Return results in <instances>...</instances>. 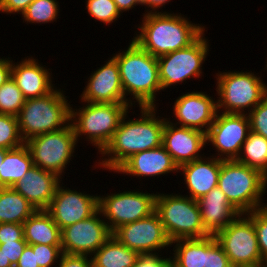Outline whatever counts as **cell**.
<instances>
[{
  "mask_svg": "<svg viewBox=\"0 0 267 267\" xmlns=\"http://www.w3.org/2000/svg\"><path fill=\"white\" fill-rule=\"evenodd\" d=\"M159 107H139L138 118L130 119L129 112L122 118L111 140L99 153L102 156L95 162V169L114 172L133 154L154 149L162 145V134L167 118L157 116ZM107 156V157H106ZM99 161V162H97Z\"/></svg>",
  "mask_w": 267,
  "mask_h": 267,
  "instance_id": "obj_1",
  "label": "cell"
},
{
  "mask_svg": "<svg viewBox=\"0 0 267 267\" xmlns=\"http://www.w3.org/2000/svg\"><path fill=\"white\" fill-rule=\"evenodd\" d=\"M135 31L134 40L142 49L155 58L185 48L192 44L203 32L205 25L196 24L181 14L174 12L148 13Z\"/></svg>",
  "mask_w": 267,
  "mask_h": 267,
  "instance_id": "obj_2",
  "label": "cell"
},
{
  "mask_svg": "<svg viewBox=\"0 0 267 267\" xmlns=\"http://www.w3.org/2000/svg\"><path fill=\"white\" fill-rule=\"evenodd\" d=\"M112 55L119 67L125 99L132 106L158 107L156 96L160 94L162 87L157 58L142 49L134 40H130L125 50Z\"/></svg>",
  "mask_w": 267,
  "mask_h": 267,
  "instance_id": "obj_3",
  "label": "cell"
},
{
  "mask_svg": "<svg viewBox=\"0 0 267 267\" xmlns=\"http://www.w3.org/2000/svg\"><path fill=\"white\" fill-rule=\"evenodd\" d=\"M218 187L240 214L267 205L263 200L267 192V176L236 160H221Z\"/></svg>",
  "mask_w": 267,
  "mask_h": 267,
  "instance_id": "obj_4",
  "label": "cell"
},
{
  "mask_svg": "<svg viewBox=\"0 0 267 267\" xmlns=\"http://www.w3.org/2000/svg\"><path fill=\"white\" fill-rule=\"evenodd\" d=\"M81 103L84 104L78 109L71 106L70 123L76 140L80 142L79 139L86 138L100 153L118 129L122 118L134 106L130 103Z\"/></svg>",
  "mask_w": 267,
  "mask_h": 267,
  "instance_id": "obj_5",
  "label": "cell"
},
{
  "mask_svg": "<svg viewBox=\"0 0 267 267\" xmlns=\"http://www.w3.org/2000/svg\"><path fill=\"white\" fill-rule=\"evenodd\" d=\"M57 88L43 97L25 100L17 115L24 142L40 134L61 130L70 124L71 102L67 100L64 89Z\"/></svg>",
  "mask_w": 267,
  "mask_h": 267,
  "instance_id": "obj_6",
  "label": "cell"
},
{
  "mask_svg": "<svg viewBox=\"0 0 267 267\" xmlns=\"http://www.w3.org/2000/svg\"><path fill=\"white\" fill-rule=\"evenodd\" d=\"M225 71L214 75L217 80V111L248 114L267 95V84L262 75L251 70Z\"/></svg>",
  "mask_w": 267,
  "mask_h": 267,
  "instance_id": "obj_7",
  "label": "cell"
},
{
  "mask_svg": "<svg viewBox=\"0 0 267 267\" xmlns=\"http://www.w3.org/2000/svg\"><path fill=\"white\" fill-rule=\"evenodd\" d=\"M155 211L160 216L165 233L171 242L210 235L204 229L197 200L185 194L157 192Z\"/></svg>",
  "mask_w": 267,
  "mask_h": 267,
  "instance_id": "obj_8",
  "label": "cell"
},
{
  "mask_svg": "<svg viewBox=\"0 0 267 267\" xmlns=\"http://www.w3.org/2000/svg\"><path fill=\"white\" fill-rule=\"evenodd\" d=\"M77 140L72 124L61 130L34 136L25 142L34 166L55 173L60 178L74 155Z\"/></svg>",
  "mask_w": 267,
  "mask_h": 267,
  "instance_id": "obj_9",
  "label": "cell"
},
{
  "mask_svg": "<svg viewBox=\"0 0 267 267\" xmlns=\"http://www.w3.org/2000/svg\"><path fill=\"white\" fill-rule=\"evenodd\" d=\"M209 41L203 32L189 46L157 58L162 91L172 85L186 84L189 78L203 77L202 66L209 55Z\"/></svg>",
  "mask_w": 267,
  "mask_h": 267,
  "instance_id": "obj_10",
  "label": "cell"
},
{
  "mask_svg": "<svg viewBox=\"0 0 267 267\" xmlns=\"http://www.w3.org/2000/svg\"><path fill=\"white\" fill-rule=\"evenodd\" d=\"M136 190L98 195V210L111 233L120 226L145 218L155 211L157 192L148 193V191Z\"/></svg>",
  "mask_w": 267,
  "mask_h": 267,
  "instance_id": "obj_11",
  "label": "cell"
},
{
  "mask_svg": "<svg viewBox=\"0 0 267 267\" xmlns=\"http://www.w3.org/2000/svg\"><path fill=\"white\" fill-rule=\"evenodd\" d=\"M233 267H253L263 264L253 221L238 215L215 235Z\"/></svg>",
  "mask_w": 267,
  "mask_h": 267,
  "instance_id": "obj_12",
  "label": "cell"
},
{
  "mask_svg": "<svg viewBox=\"0 0 267 267\" xmlns=\"http://www.w3.org/2000/svg\"><path fill=\"white\" fill-rule=\"evenodd\" d=\"M250 131L247 114L217 112L206 133V144L216 150L212 156L221 160H236ZM215 148V149H214Z\"/></svg>",
  "mask_w": 267,
  "mask_h": 267,
  "instance_id": "obj_13",
  "label": "cell"
},
{
  "mask_svg": "<svg viewBox=\"0 0 267 267\" xmlns=\"http://www.w3.org/2000/svg\"><path fill=\"white\" fill-rule=\"evenodd\" d=\"M97 210L92 216L61 230L62 253L92 256L112 235Z\"/></svg>",
  "mask_w": 267,
  "mask_h": 267,
  "instance_id": "obj_14",
  "label": "cell"
},
{
  "mask_svg": "<svg viewBox=\"0 0 267 267\" xmlns=\"http://www.w3.org/2000/svg\"><path fill=\"white\" fill-rule=\"evenodd\" d=\"M112 235L129 249L139 253L162 252L171 247L160 216L156 211L149 216L117 228Z\"/></svg>",
  "mask_w": 267,
  "mask_h": 267,
  "instance_id": "obj_15",
  "label": "cell"
},
{
  "mask_svg": "<svg viewBox=\"0 0 267 267\" xmlns=\"http://www.w3.org/2000/svg\"><path fill=\"white\" fill-rule=\"evenodd\" d=\"M60 183L47 211L53 221L63 228L87 219L98 210V194H88Z\"/></svg>",
  "mask_w": 267,
  "mask_h": 267,
  "instance_id": "obj_16",
  "label": "cell"
},
{
  "mask_svg": "<svg viewBox=\"0 0 267 267\" xmlns=\"http://www.w3.org/2000/svg\"><path fill=\"white\" fill-rule=\"evenodd\" d=\"M171 117L173 124L193 128L207 133L217 114V100L203 91L183 93L174 101ZM175 118V119H174ZM175 120V122H174Z\"/></svg>",
  "mask_w": 267,
  "mask_h": 267,
  "instance_id": "obj_17",
  "label": "cell"
},
{
  "mask_svg": "<svg viewBox=\"0 0 267 267\" xmlns=\"http://www.w3.org/2000/svg\"><path fill=\"white\" fill-rule=\"evenodd\" d=\"M87 80L79 96L81 102L129 103L125 99L117 61L113 57L108 58L105 64L92 71Z\"/></svg>",
  "mask_w": 267,
  "mask_h": 267,
  "instance_id": "obj_18",
  "label": "cell"
},
{
  "mask_svg": "<svg viewBox=\"0 0 267 267\" xmlns=\"http://www.w3.org/2000/svg\"><path fill=\"white\" fill-rule=\"evenodd\" d=\"M206 145V133L197 129L178 126L166 119L162 134V146L171 155L178 167L202 158L205 153L202 154L201 151Z\"/></svg>",
  "mask_w": 267,
  "mask_h": 267,
  "instance_id": "obj_19",
  "label": "cell"
},
{
  "mask_svg": "<svg viewBox=\"0 0 267 267\" xmlns=\"http://www.w3.org/2000/svg\"><path fill=\"white\" fill-rule=\"evenodd\" d=\"M30 56L17 63L12 60L11 77L25 99L43 97L56 88L51 69Z\"/></svg>",
  "mask_w": 267,
  "mask_h": 267,
  "instance_id": "obj_20",
  "label": "cell"
},
{
  "mask_svg": "<svg viewBox=\"0 0 267 267\" xmlns=\"http://www.w3.org/2000/svg\"><path fill=\"white\" fill-rule=\"evenodd\" d=\"M55 173L33 166L12 188L36 210H47L58 185L62 182Z\"/></svg>",
  "mask_w": 267,
  "mask_h": 267,
  "instance_id": "obj_21",
  "label": "cell"
},
{
  "mask_svg": "<svg viewBox=\"0 0 267 267\" xmlns=\"http://www.w3.org/2000/svg\"><path fill=\"white\" fill-rule=\"evenodd\" d=\"M116 173L136 176L154 178L161 177L170 173L178 174V166L172 160L171 155L161 145L160 147L145 150L133 154L127 159L116 171Z\"/></svg>",
  "mask_w": 267,
  "mask_h": 267,
  "instance_id": "obj_22",
  "label": "cell"
},
{
  "mask_svg": "<svg viewBox=\"0 0 267 267\" xmlns=\"http://www.w3.org/2000/svg\"><path fill=\"white\" fill-rule=\"evenodd\" d=\"M221 168V159L214 156L205 155L192 162L178 167V173L184 177L186 195L194 200H198L218 186V176Z\"/></svg>",
  "mask_w": 267,
  "mask_h": 267,
  "instance_id": "obj_23",
  "label": "cell"
},
{
  "mask_svg": "<svg viewBox=\"0 0 267 267\" xmlns=\"http://www.w3.org/2000/svg\"><path fill=\"white\" fill-rule=\"evenodd\" d=\"M197 203L204 229L210 235H216L240 215L218 186L198 199Z\"/></svg>",
  "mask_w": 267,
  "mask_h": 267,
  "instance_id": "obj_24",
  "label": "cell"
},
{
  "mask_svg": "<svg viewBox=\"0 0 267 267\" xmlns=\"http://www.w3.org/2000/svg\"><path fill=\"white\" fill-rule=\"evenodd\" d=\"M27 245H61V229L47 210H36L24 223Z\"/></svg>",
  "mask_w": 267,
  "mask_h": 267,
  "instance_id": "obj_25",
  "label": "cell"
},
{
  "mask_svg": "<svg viewBox=\"0 0 267 267\" xmlns=\"http://www.w3.org/2000/svg\"><path fill=\"white\" fill-rule=\"evenodd\" d=\"M140 253L121 244L113 235L91 256L92 267H132Z\"/></svg>",
  "mask_w": 267,
  "mask_h": 267,
  "instance_id": "obj_26",
  "label": "cell"
},
{
  "mask_svg": "<svg viewBox=\"0 0 267 267\" xmlns=\"http://www.w3.org/2000/svg\"><path fill=\"white\" fill-rule=\"evenodd\" d=\"M33 166L31 153L25 144L9 150L0 168V188L13 187Z\"/></svg>",
  "mask_w": 267,
  "mask_h": 267,
  "instance_id": "obj_27",
  "label": "cell"
},
{
  "mask_svg": "<svg viewBox=\"0 0 267 267\" xmlns=\"http://www.w3.org/2000/svg\"><path fill=\"white\" fill-rule=\"evenodd\" d=\"M172 263L176 267H206V237L171 242Z\"/></svg>",
  "mask_w": 267,
  "mask_h": 267,
  "instance_id": "obj_28",
  "label": "cell"
},
{
  "mask_svg": "<svg viewBox=\"0 0 267 267\" xmlns=\"http://www.w3.org/2000/svg\"><path fill=\"white\" fill-rule=\"evenodd\" d=\"M35 211L12 187L0 188V223L23 224Z\"/></svg>",
  "mask_w": 267,
  "mask_h": 267,
  "instance_id": "obj_29",
  "label": "cell"
},
{
  "mask_svg": "<svg viewBox=\"0 0 267 267\" xmlns=\"http://www.w3.org/2000/svg\"><path fill=\"white\" fill-rule=\"evenodd\" d=\"M236 161L267 176V139L250 130Z\"/></svg>",
  "mask_w": 267,
  "mask_h": 267,
  "instance_id": "obj_30",
  "label": "cell"
},
{
  "mask_svg": "<svg viewBox=\"0 0 267 267\" xmlns=\"http://www.w3.org/2000/svg\"><path fill=\"white\" fill-rule=\"evenodd\" d=\"M60 5L57 0H34L22 13L23 23L47 24L55 22L59 17Z\"/></svg>",
  "mask_w": 267,
  "mask_h": 267,
  "instance_id": "obj_31",
  "label": "cell"
},
{
  "mask_svg": "<svg viewBox=\"0 0 267 267\" xmlns=\"http://www.w3.org/2000/svg\"><path fill=\"white\" fill-rule=\"evenodd\" d=\"M25 100L12 77L0 86V113L17 117Z\"/></svg>",
  "mask_w": 267,
  "mask_h": 267,
  "instance_id": "obj_32",
  "label": "cell"
},
{
  "mask_svg": "<svg viewBox=\"0 0 267 267\" xmlns=\"http://www.w3.org/2000/svg\"><path fill=\"white\" fill-rule=\"evenodd\" d=\"M24 144L17 117L0 113V148L12 150Z\"/></svg>",
  "mask_w": 267,
  "mask_h": 267,
  "instance_id": "obj_33",
  "label": "cell"
},
{
  "mask_svg": "<svg viewBox=\"0 0 267 267\" xmlns=\"http://www.w3.org/2000/svg\"><path fill=\"white\" fill-rule=\"evenodd\" d=\"M86 10L90 18L105 24L111 25L117 21L121 13L113 0H85Z\"/></svg>",
  "mask_w": 267,
  "mask_h": 267,
  "instance_id": "obj_34",
  "label": "cell"
},
{
  "mask_svg": "<svg viewBox=\"0 0 267 267\" xmlns=\"http://www.w3.org/2000/svg\"><path fill=\"white\" fill-rule=\"evenodd\" d=\"M246 215L253 221L263 264H267V205Z\"/></svg>",
  "mask_w": 267,
  "mask_h": 267,
  "instance_id": "obj_35",
  "label": "cell"
},
{
  "mask_svg": "<svg viewBox=\"0 0 267 267\" xmlns=\"http://www.w3.org/2000/svg\"><path fill=\"white\" fill-rule=\"evenodd\" d=\"M206 267H233L215 235L206 237Z\"/></svg>",
  "mask_w": 267,
  "mask_h": 267,
  "instance_id": "obj_36",
  "label": "cell"
},
{
  "mask_svg": "<svg viewBox=\"0 0 267 267\" xmlns=\"http://www.w3.org/2000/svg\"><path fill=\"white\" fill-rule=\"evenodd\" d=\"M26 245L25 240L0 243V267H14Z\"/></svg>",
  "mask_w": 267,
  "mask_h": 267,
  "instance_id": "obj_37",
  "label": "cell"
},
{
  "mask_svg": "<svg viewBox=\"0 0 267 267\" xmlns=\"http://www.w3.org/2000/svg\"><path fill=\"white\" fill-rule=\"evenodd\" d=\"M36 251V264L39 267H54L59 263L62 254L61 245H30Z\"/></svg>",
  "mask_w": 267,
  "mask_h": 267,
  "instance_id": "obj_38",
  "label": "cell"
},
{
  "mask_svg": "<svg viewBox=\"0 0 267 267\" xmlns=\"http://www.w3.org/2000/svg\"><path fill=\"white\" fill-rule=\"evenodd\" d=\"M247 115L250 130L267 139V95Z\"/></svg>",
  "mask_w": 267,
  "mask_h": 267,
  "instance_id": "obj_39",
  "label": "cell"
},
{
  "mask_svg": "<svg viewBox=\"0 0 267 267\" xmlns=\"http://www.w3.org/2000/svg\"><path fill=\"white\" fill-rule=\"evenodd\" d=\"M162 255V252L140 253L132 267H171L172 257Z\"/></svg>",
  "mask_w": 267,
  "mask_h": 267,
  "instance_id": "obj_40",
  "label": "cell"
},
{
  "mask_svg": "<svg viewBox=\"0 0 267 267\" xmlns=\"http://www.w3.org/2000/svg\"><path fill=\"white\" fill-rule=\"evenodd\" d=\"M25 240L23 224L0 223V243Z\"/></svg>",
  "mask_w": 267,
  "mask_h": 267,
  "instance_id": "obj_41",
  "label": "cell"
},
{
  "mask_svg": "<svg viewBox=\"0 0 267 267\" xmlns=\"http://www.w3.org/2000/svg\"><path fill=\"white\" fill-rule=\"evenodd\" d=\"M55 267H92V258L86 255L62 253Z\"/></svg>",
  "mask_w": 267,
  "mask_h": 267,
  "instance_id": "obj_42",
  "label": "cell"
},
{
  "mask_svg": "<svg viewBox=\"0 0 267 267\" xmlns=\"http://www.w3.org/2000/svg\"><path fill=\"white\" fill-rule=\"evenodd\" d=\"M34 0H0V13L22 14Z\"/></svg>",
  "mask_w": 267,
  "mask_h": 267,
  "instance_id": "obj_43",
  "label": "cell"
},
{
  "mask_svg": "<svg viewBox=\"0 0 267 267\" xmlns=\"http://www.w3.org/2000/svg\"><path fill=\"white\" fill-rule=\"evenodd\" d=\"M14 267H39L36 264V251H33L30 245H26Z\"/></svg>",
  "mask_w": 267,
  "mask_h": 267,
  "instance_id": "obj_44",
  "label": "cell"
},
{
  "mask_svg": "<svg viewBox=\"0 0 267 267\" xmlns=\"http://www.w3.org/2000/svg\"><path fill=\"white\" fill-rule=\"evenodd\" d=\"M169 2H171V0H141V6H146L145 9V13L143 14H148V13H167V11H162L161 9L164 7L165 8V4H169ZM150 9H148V8ZM159 9L161 11H159Z\"/></svg>",
  "mask_w": 267,
  "mask_h": 267,
  "instance_id": "obj_45",
  "label": "cell"
},
{
  "mask_svg": "<svg viewBox=\"0 0 267 267\" xmlns=\"http://www.w3.org/2000/svg\"><path fill=\"white\" fill-rule=\"evenodd\" d=\"M11 70V58L0 57V86L3 85L11 77Z\"/></svg>",
  "mask_w": 267,
  "mask_h": 267,
  "instance_id": "obj_46",
  "label": "cell"
},
{
  "mask_svg": "<svg viewBox=\"0 0 267 267\" xmlns=\"http://www.w3.org/2000/svg\"><path fill=\"white\" fill-rule=\"evenodd\" d=\"M121 14L141 5V0H113Z\"/></svg>",
  "mask_w": 267,
  "mask_h": 267,
  "instance_id": "obj_47",
  "label": "cell"
},
{
  "mask_svg": "<svg viewBox=\"0 0 267 267\" xmlns=\"http://www.w3.org/2000/svg\"><path fill=\"white\" fill-rule=\"evenodd\" d=\"M8 151V149L0 148V168L3 163L4 157Z\"/></svg>",
  "mask_w": 267,
  "mask_h": 267,
  "instance_id": "obj_48",
  "label": "cell"
},
{
  "mask_svg": "<svg viewBox=\"0 0 267 267\" xmlns=\"http://www.w3.org/2000/svg\"><path fill=\"white\" fill-rule=\"evenodd\" d=\"M253 267H267V264H261L259 266H253Z\"/></svg>",
  "mask_w": 267,
  "mask_h": 267,
  "instance_id": "obj_49",
  "label": "cell"
}]
</instances>
